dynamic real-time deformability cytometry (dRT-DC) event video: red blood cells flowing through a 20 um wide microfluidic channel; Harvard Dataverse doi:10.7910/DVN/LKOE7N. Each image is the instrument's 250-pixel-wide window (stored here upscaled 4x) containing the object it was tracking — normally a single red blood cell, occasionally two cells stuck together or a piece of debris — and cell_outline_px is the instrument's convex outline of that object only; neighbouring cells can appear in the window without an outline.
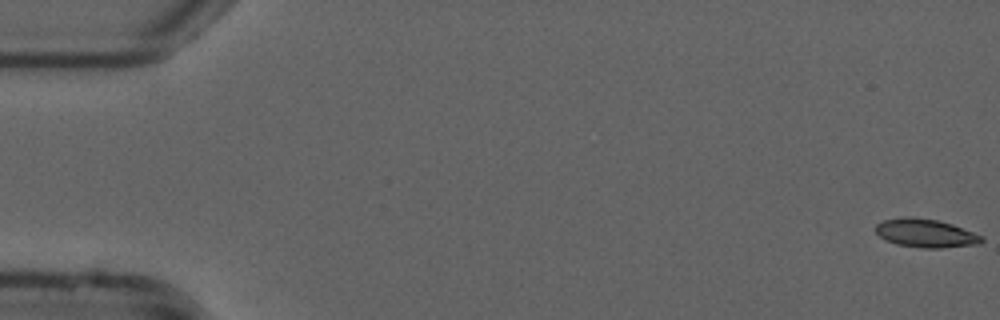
{"species": "common noctule bat (a hibernating species)", "species_latin": "Nyctalus noctula", "temperature_condition": "cold", "stored_images_in_passage": 55, "camera_frame_rate_fps": 3000, "um_per_image_px": 0.085, "animal": {"sex": "male", "forearm_length_mm": 52.5}, "frame": {"image": 1, "passage_image": 1, "time_ms": 0.0, "image_size_px": [1000, 320], "cell_outline_px": [[984, 240], [980, 244], [940, 248], [924, 248], [896, 244], [884, 240], [876, 232], [876, 224], [884, 220], [904, 216], [912, 216], [936, 220], [952, 224], [984, 236]], "centroid_in_image_um": [78.69, 19.82], "position_along_channel_um": 6.3, "area_um2": 17.69}}
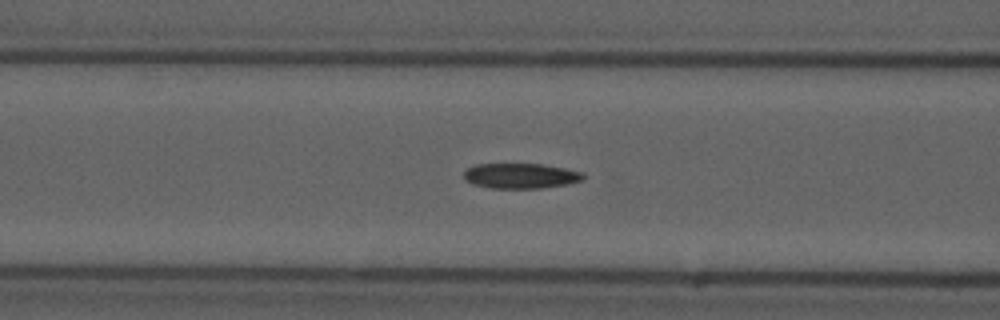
{"frame": {"image": 2, "passage_image": 22, "time_ms": 7.0, "image_size_px": [1000, 320], "cell_outline_px": [[584, 176], [580, 180], [568, 184], [540, 188], [492, 188], [472, 184], [464, 180], [464, 172], [468, 168], [476, 164], [540, 164], [564, 168], [584, 172]], "centroid_in_image_um": [44.23, 14.95], "position_along_channel_um": 122.4, "area_um2": 17.46}}
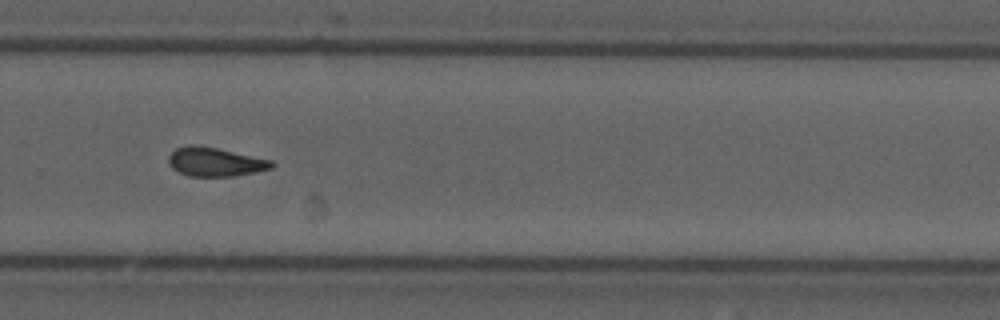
{"frame": {"image": 3, "passage_image": 37, "time_ms": 12.0, "image_size_px": [1000, 320], "cell_outline_px": [[276, 164], [272, 168], [232, 176], [188, 176], [172, 168], [168, 164], [168, 156], [176, 148], [188, 144], [192, 144], [216, 148], [272, 160]], "centroid_in_image_um": [18.25, 13.75], "position_along_channel_um": 311.5, "area_um2": 17.22}, "authors_computed_cell_mechanics": {"area_um2": 17.5134, "velocity_mm_per_s": 3.7923, "shape_relaxation_time_tau1_ms": null, "shape_relaxation_time_tau2_ms": 5.3041, "deformation_change_tau1": null, "deformation_change_tau2": 0.1222}}